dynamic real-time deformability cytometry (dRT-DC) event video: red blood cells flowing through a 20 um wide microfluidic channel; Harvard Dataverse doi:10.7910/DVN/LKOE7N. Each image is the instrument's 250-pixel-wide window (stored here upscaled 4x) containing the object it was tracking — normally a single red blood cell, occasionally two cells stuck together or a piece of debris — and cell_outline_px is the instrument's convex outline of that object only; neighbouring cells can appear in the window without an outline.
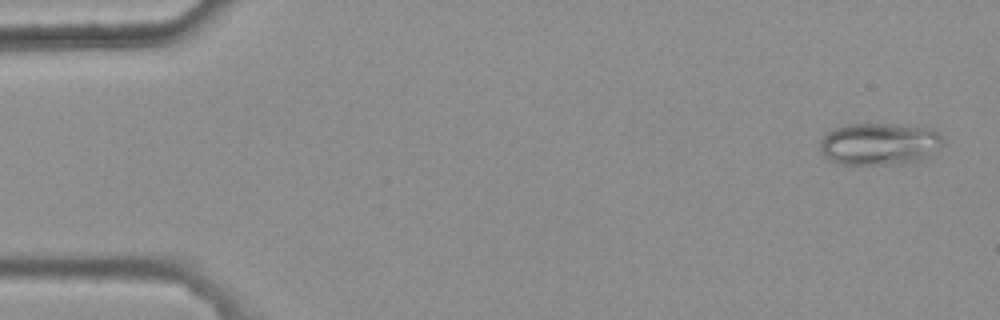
{"species": "common noctule bat (a hibernating species)", "species_latin": "Nyctalus noctula", "temperature_condition": "warm", "stored_images_in_passage": 9, "camera_frame_rate_fps": 3000, "um_per_image_px": 0.085, "animal": {"sex": "female", "body_mass_g": 25.1}, "frame": {"image": 1, "passage_image": 1, "time_ms": 0.0, "image_size_px": [1000, 320], "cell_outline_px": [[940, 144], [928, 156], [920, 160], [868, 164], [840, 164], [824, 156], [820, 148], [820, 140], [828, 132], [844, 124], [888, 124], [932, 128], [940, 132]], "centroid_in_image_um": [74.69, 12.2], "position_along_channel_um": 10.3, "area_um2": 29.42}}
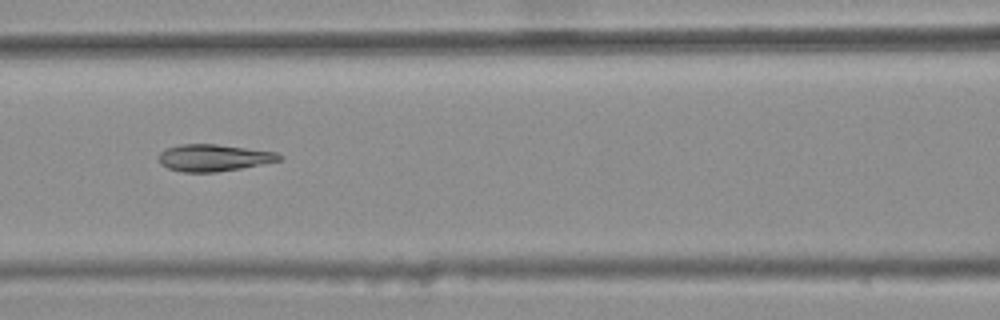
{"frame": {"image": 2, "passage_image": 7, "time_ms": 2.0, "image_size_px": [1000, 320], "cell_outline_px": [[284, 160], [240, 168], [216, 172], [184, 172], [168, 168], [160, 164], [156, 156], [164, 148], [180, 144], [216, 144], [276, 152], [284, 156]], "centroid_in_image_um": [18.14, 13.4], "position_along_channel_um": 148.5, "area_um2": 19.07}}
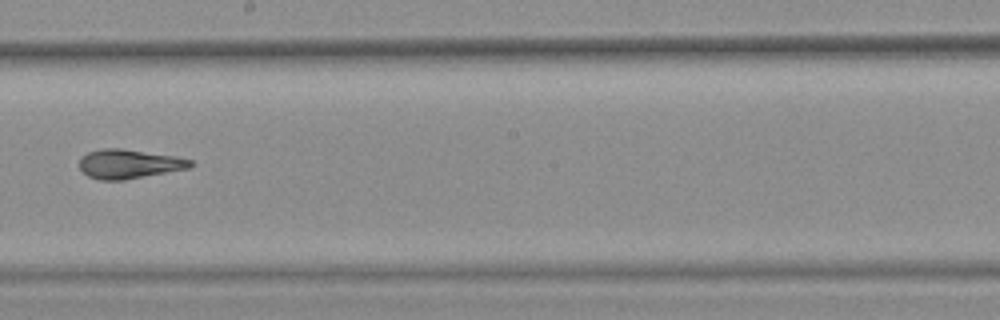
{"frame": {"image": 3, "passage_image": 9, "time_ms": 2.667, "image_size_px": [1000, 320], "cell_outline_px": [[196, 164], [188, 168], [124, 180], [100, 180], [88, 176], [80, 168], [80, 156], [88, 152], [104, 148], [120, 148], [176, 156], [192, 160]], "centroid_in_image_um": [10.97, 13.93], "position_along_channel_um": 237.2, "area_um2": 18.84}}